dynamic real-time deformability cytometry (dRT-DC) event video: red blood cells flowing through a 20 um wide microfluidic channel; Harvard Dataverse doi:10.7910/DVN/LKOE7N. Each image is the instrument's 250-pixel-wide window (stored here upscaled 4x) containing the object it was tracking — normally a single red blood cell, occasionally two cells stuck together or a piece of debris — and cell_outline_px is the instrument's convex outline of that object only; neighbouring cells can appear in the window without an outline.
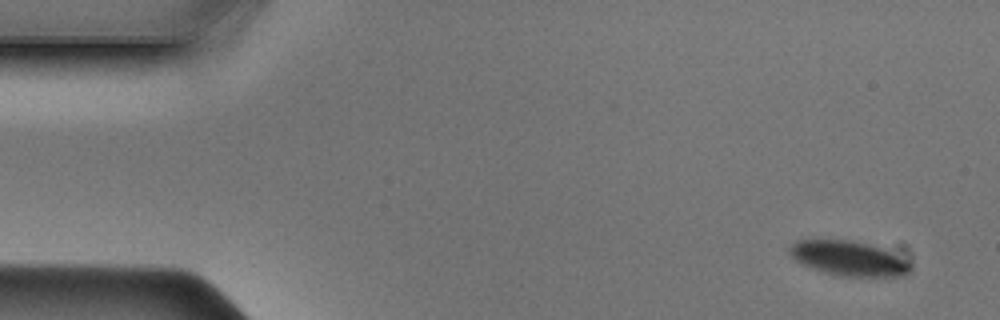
{"species": "Egyptian fruit bat (a non-hibernating species)", "species_latin": "Rousettus aegyptiacus", "temperature_condition": "cold", "stored_images_in_passage": 46, "camera_frame_rate_fps": 3000, "um_per_image_px": 0.085, "animal": {"sex": "male"}, "frame": {"image": 1, "passage_image": 1, "time_ms": 0.0, "image_size_px": [1000, 320], "cell_outline_px": [[912, 268], [908, 272], [900, 276], [840, 276], [812, 268], [796, 260], [788, 252], [788, 248], [796, 240], [848, 240], [884, 248], [912, 260]], "centroid_in_image_um": [72.21, 21.95], "position_along_channel_um": 12.8, "area_um2": 24.51}}
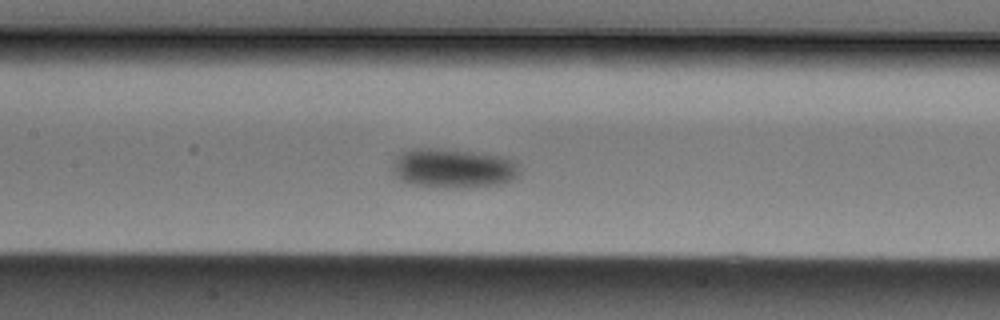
{"frame": {"image": 2, "passage_image": 20, "time_ms": 6.333, "image_size_px": [1000, 320], "cell_outline_px": [[520, 176], [504, 184], [460, 188], [432, 188], [412, 184], [400, 180], [392, 172], [392, 160], [396, 156], [412, 148], [440, 148], [476, 152], [508, 156], [516, 160], [520, 164]], "centroid_in_image_um": [38.57, 14.31], "position_along_channel_um": 168.8, "area_um2": 30.29}}
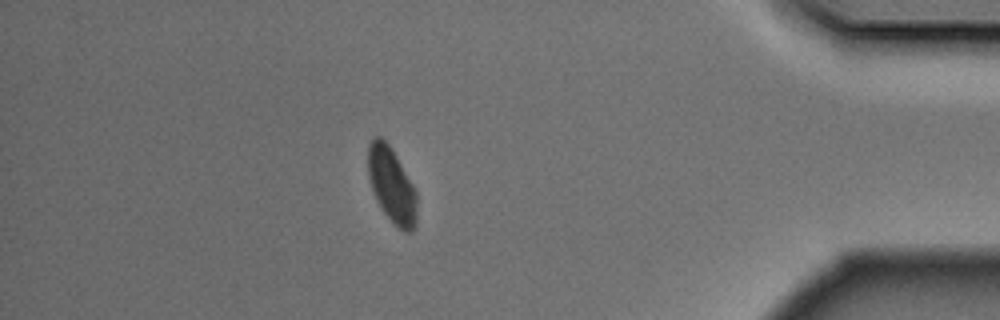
{"frame": {"image": 3, "passage_image": 40, "time_ms": 13.0, "image_size_px": [1000, 320], "cell_outline_px": [[416, 228], [412, 232], [404, 232], [380, 208], [372, 188], [368, 176], [368, 144], [376, 136], [380, 136], [392, 148], [412, 184], [416, 192]], "centroid_in_image_um": [33.29, 15.73], "position_along_channel_um": 401.9, "area_um2": 21.15}}